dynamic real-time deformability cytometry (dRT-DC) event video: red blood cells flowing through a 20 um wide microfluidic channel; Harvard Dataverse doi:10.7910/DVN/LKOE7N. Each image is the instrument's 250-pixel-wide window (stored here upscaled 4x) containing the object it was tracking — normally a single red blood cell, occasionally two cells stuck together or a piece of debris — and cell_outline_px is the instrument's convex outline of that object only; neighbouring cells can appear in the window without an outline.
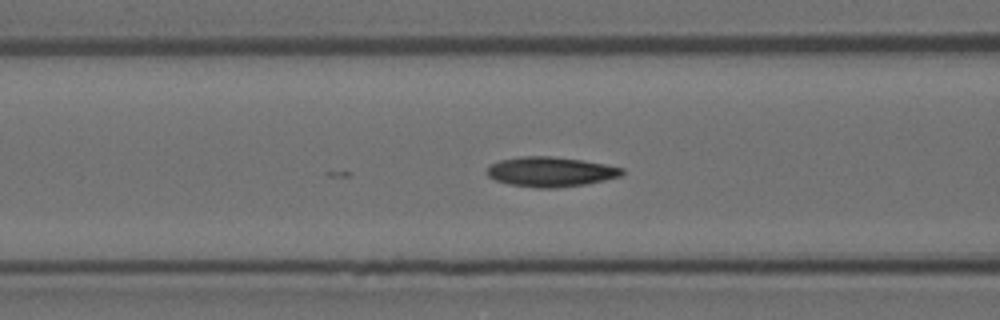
{"species": "Egyptian fruit bat (a non-hibernating species)", "species_latin": "Rousettus aegyptiacus", "temperature_condition": "room temperature", "stored_images_in_passage": 5, "camera_frame_rate_fps": 3000, "um_per_image_px": 0.085, "animal": {"sex": "female"}, "frame": {"image": 1, "passage_image": 5, "time_ms": 1.333, "image_size_px": [1000, 320], "cell_outline_px": [[624, 172], [620, 176], [604, 180], [584, 184], [556, 188], [536, 188], [508, 184], [496, 180], [488, 176], [488, 168], [492, 164], [500, 160], [520, 156], [552, 156], [584, 160], [624, 168]], "centroid_in_image_um": [46.81, 14.6], "position_along_channel_um": 119.8, "area_um2": 23.41}}